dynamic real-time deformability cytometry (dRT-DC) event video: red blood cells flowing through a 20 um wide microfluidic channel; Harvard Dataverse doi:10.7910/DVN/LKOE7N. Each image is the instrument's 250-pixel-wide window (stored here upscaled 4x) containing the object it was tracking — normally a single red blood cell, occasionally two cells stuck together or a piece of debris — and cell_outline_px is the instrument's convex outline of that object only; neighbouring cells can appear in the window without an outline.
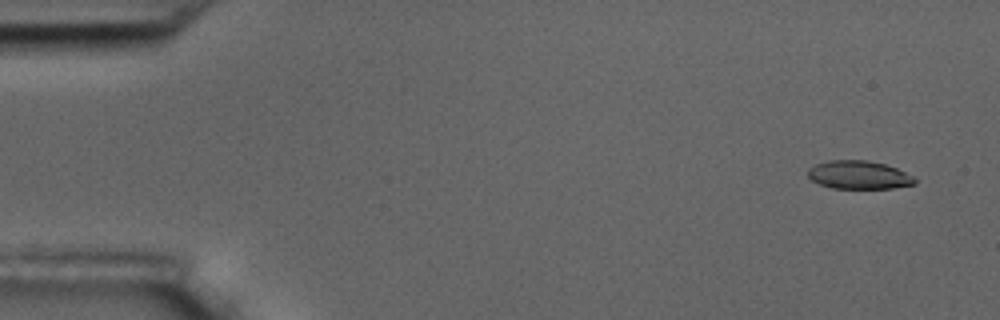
{"species": "common noctule bat (a hibernating species)", "species_latin": "Nyctalus noctula", "temperature_condition": "room temperature", "stored_images_in_passage": 6, "camera_frame_rate_fps": 3000, "um_per_image_px": 0.085, "animal": {"sex": "male", "body_mass_g": 17.5, "forearm_length_mm": 52.3}, "frame": {"image": 1, "passage_image": 2, "time_ms": 1.0, "image_size_px": [1000, 320], "cell_outline_px": [[916, 184], [892, 188], [832, 188], [820, 184], [812, 180], [808, 176], [808, 168], [816, 164], [828, 160], [868, 160], [884, 164], [896, 168], [912, 176], [916, 180]], "centroid_in_image_um": [72.98, 14.86], "position_along_channel_um": 12.0, "area_um2": 17.51}}